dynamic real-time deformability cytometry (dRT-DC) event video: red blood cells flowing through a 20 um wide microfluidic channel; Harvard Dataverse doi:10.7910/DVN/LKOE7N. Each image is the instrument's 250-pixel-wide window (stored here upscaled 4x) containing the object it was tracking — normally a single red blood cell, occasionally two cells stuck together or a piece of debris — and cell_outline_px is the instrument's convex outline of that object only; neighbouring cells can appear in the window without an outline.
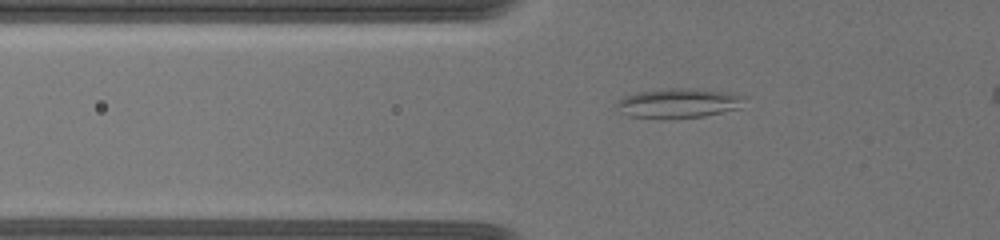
{"species": "common noctule bat (a hibernating species)", "species_latin": "Nyctalus noctula", "temperature_condition": "warm", "stored_images_in_passage": 25, "camera_frame_rate_fps": 3000, "um_per_image_px": 0.085, "animal": {"sex": "female", "body_mass_g": 19.5, "forearm_length_mm": 54.1}, "frame": {"image": 1, "passage_image": 8, "time_ms": 3.0, "image_size_px": [1000, 240], "cell_outline_px": [[744, 96], [740, 108], [704, 116], [664, 120], [660, 120], [628, 116], [616, 104], [616, 100], [624, 96], [636, 92], [668, 88], [696, 88], [724, 92]], "centroid_in_image_um": [57.62, 8.78], "position_along_channel_um": 68.2, "area_um2": 22.25}}
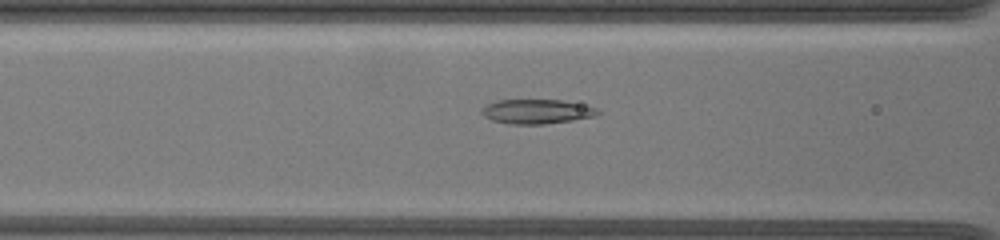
{"frame": {"image": 2, "passage_image": 16, "time_ms": 4.667, "image_size_px": [1000, 240], "cell_outline_px": [[600, 112], [596, 116], [572, 120], [544, 124], [508, 124], [492, 120], [484, 116], [480, 112], [488, 104], [496, 100], [560, 100], [580, 104], [596, 108]], "centroid_in_image_um": [45.61, 9.48], "position_along_channel_um": 121.0, "area_um2": 16.36}}
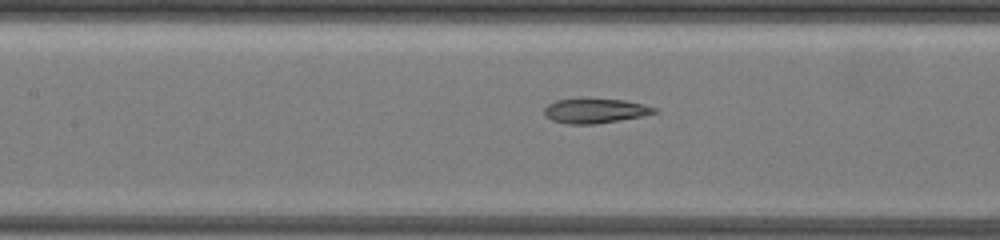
{"frame": {"image": 3, "passage_image": 21, "time_ms": 5.667, "image_size_px": [1000, 240], "cell_outline_px": [[660, 112], [644, 116], [596, 124], [564, 124], [552, 120], [544, 112], [544, 108], [548, 104], [556, 100], [576, 96], [580, 96], [624, 100], [644, 104], [656, 108]], "centroid_in_image_um": [50.58, 9.38], "position_along_channel_um": 156.8, "area_um2": 16.59}}